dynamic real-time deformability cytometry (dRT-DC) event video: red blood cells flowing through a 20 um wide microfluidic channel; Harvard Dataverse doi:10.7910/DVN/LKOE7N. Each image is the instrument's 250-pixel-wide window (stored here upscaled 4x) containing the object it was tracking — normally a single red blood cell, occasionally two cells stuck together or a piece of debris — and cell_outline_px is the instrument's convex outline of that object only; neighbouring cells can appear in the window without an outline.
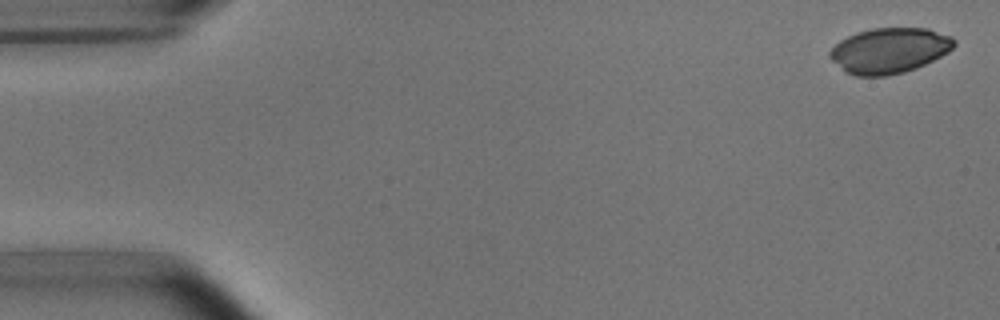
{"species": "common noctule bat (a hibernating species)", "species_latin": "Nyctalus noctula", "temperature_condition": "room temperature", "stored_images_in_passage": 53, "camera_frame_rate_fps": 3000, "um_per_image_px": 0.085, "animal": {"sex": "male", "body_mass_g": 15.6}, "frame": {"image": 1, "passage_image": 2, "time_ms": 0.333, "image_size_px": [1000, 320], "cell_outline_px": [[956, 44], [948, 52], [916, 68], [904, 72], [888, 76], [856, 76], [844, 72], [828, 56], [828, 52], [840, 40], [856, 32], [872, 28], [928, 28], [952, 36], [956, 40]], "centroid_in_image_um": [75.58, 4.29], "position_along_channel_um": 9.4, "area_um2": 33.06}}
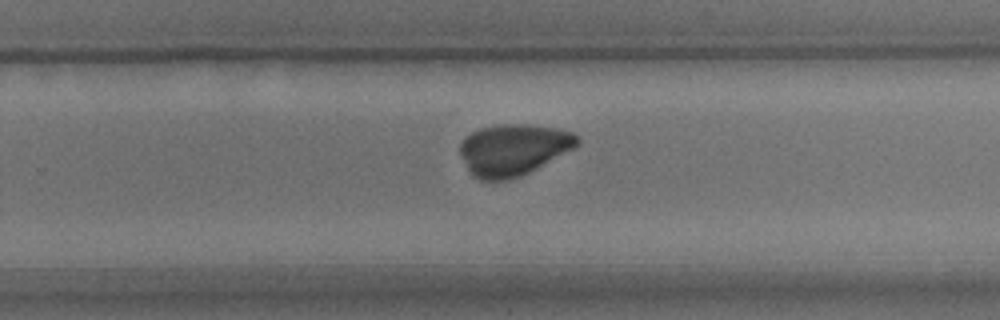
{"frame": {"image": 2, "passage_image": 34, "time_ms": 11.0, "image_size_px": [1000, 320], "cell_outline_px": [[580, 144], [576, 148], [520, 176], [508, 180], [480, 180], [472, 176], [460, 152], [460, 144], [472, 132], [480, 128], [500, 124], [528, 124], [556, 128], [576, 132], [580, 140]], "centroid_in_image_um": [43.69, 12.71], "position_along_channel_um": 286.1, "area_um2": 35.14}}
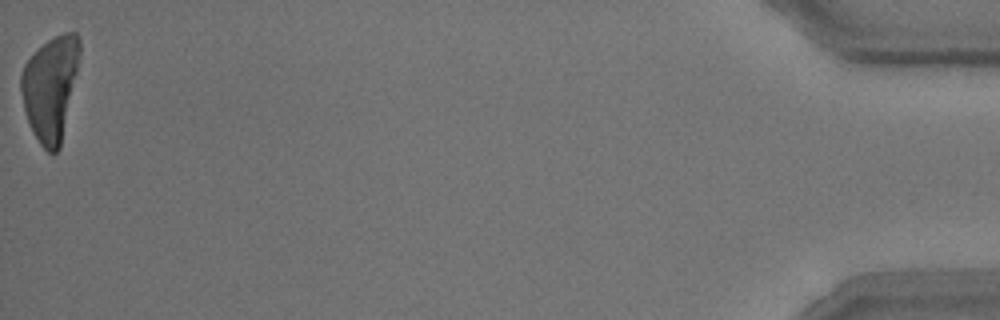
{"frame": {"image": 3, "passage_image": 53, "time_ms": 17.333, "image_size_px": [1000, 320], "cell_outline_px": [[80, 52], [76, 72], [60, 148], [56, 152], [48, 152], [40, 144], [32, 132], [24, 108], [20, 88], [20, 76], [24, 64], [48, 40], [64, 32], [76, 32], [80, 40]], "centroid_in_image_um": [4.27, 7.47], "position_along_channel_um": 430.9, "area_um2": 34.91}}